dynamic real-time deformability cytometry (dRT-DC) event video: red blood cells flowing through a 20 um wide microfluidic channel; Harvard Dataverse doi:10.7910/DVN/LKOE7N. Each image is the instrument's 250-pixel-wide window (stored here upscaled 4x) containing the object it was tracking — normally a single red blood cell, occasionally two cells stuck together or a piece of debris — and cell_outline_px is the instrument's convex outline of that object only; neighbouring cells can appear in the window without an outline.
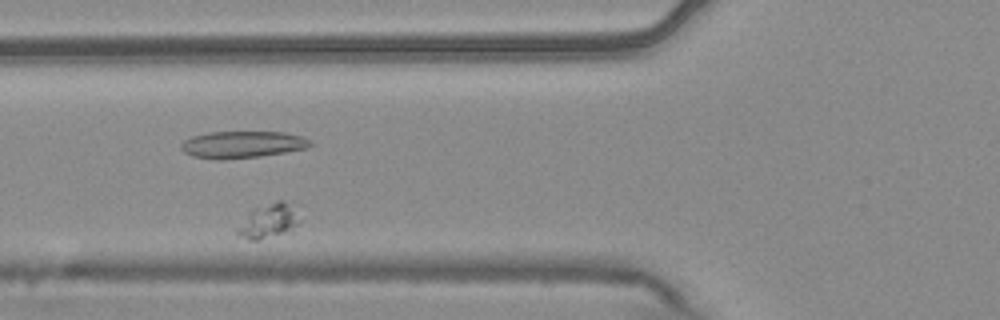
{"species": "common noctule bat (a hibernating species)", "species_latin": "Nyctalus noctula", "temperature_condition": "warm", "stored_images_in_passage": 3, "camera_frame_rate_fps": 3000, "um_per_image_px": 0.085, "animal": {"sex": "male", "body_mass_g": 20.4}, "frame": {"image": 1, "passage_image": 2, "time_ms": 0.333, "image_size_px": [1000, 320], "cell_outline_px": [[300, 220], [296, 224], [280, 232], [256, 240], [248, 240], [236, 236], [236, 232], [252, 212], [276, 200], [284, 200], [288, 204]], "centroid_in_image_um": [22.78, 18.79], "position_along_channel_um": 103.0, "area_um2": 11.04}}